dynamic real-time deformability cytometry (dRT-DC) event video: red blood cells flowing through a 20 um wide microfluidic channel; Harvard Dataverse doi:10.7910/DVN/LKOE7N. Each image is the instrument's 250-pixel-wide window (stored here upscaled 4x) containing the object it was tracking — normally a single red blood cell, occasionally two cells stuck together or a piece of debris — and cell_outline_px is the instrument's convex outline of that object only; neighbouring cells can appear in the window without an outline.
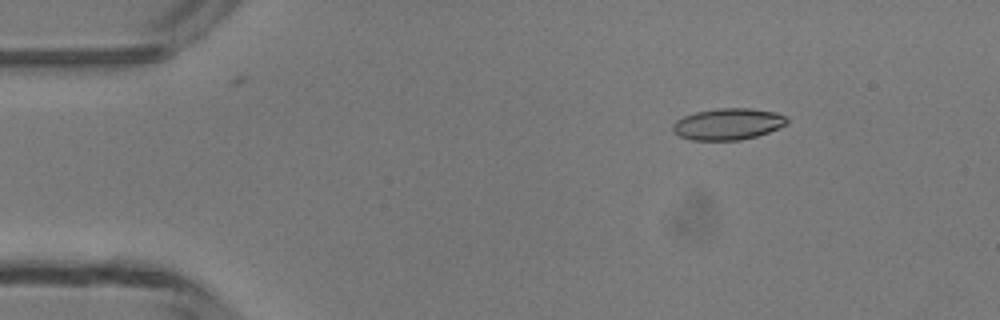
{"species": "common noctule bat (a hibernating species)", "species_latin": "Nyctalus noctula", "temperature_condition": "room temperature", "stored_images_in_passage": 42, "camera_frame_rate_fps": 3000, "um_per_image_px": 0.085, "animal": {"sex": "male", "body_mass_g": 13.3}, "frame": {"image": 1, "passage_image": 1, "time_ms": 0.0, "image_size_px": [1000, 320], "cell_outline_px": [[788, 124], [768, 132], [756, 136], [740, 140], [692, 140], [680, 136], [672, 128], [672, 124], [676, 120], [684, 116], [696, 112], [716, 108], [752, 108], [776, 112], [784, 116], [788, 120]], "centroid_in_image_um": [61.89, 10.53], "position_along_channel_um": 23.1, "area_um2": 20.92}}
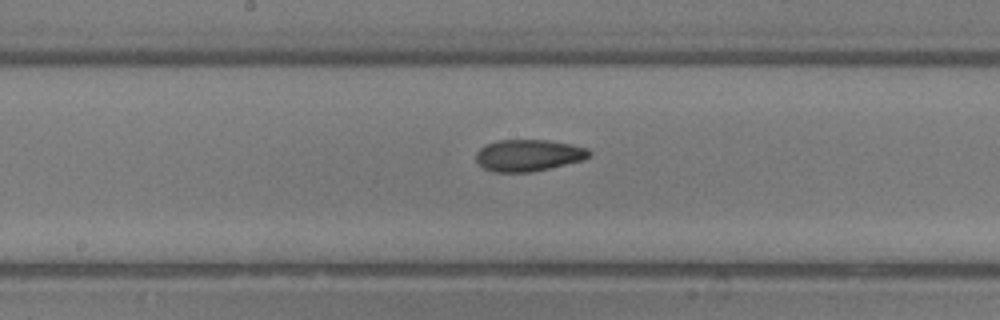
{"frame": {"image": 2, "passage_image": 19, "time_ms": 6.0, "image_size_px": [1000, 320], "cell_outline_px": [[592, 156], [584, 160], [532, 172], [492, 172], [484, 168], [476, 160], [476, 152], [484, 144], [496, 140], [548, 140], [572, 144], [588, 148], [592, 152]], "centroid_in_image_um": [44.94, 13.19], "position_along_channel_um": 203.3, "area_um2": 21.21}}
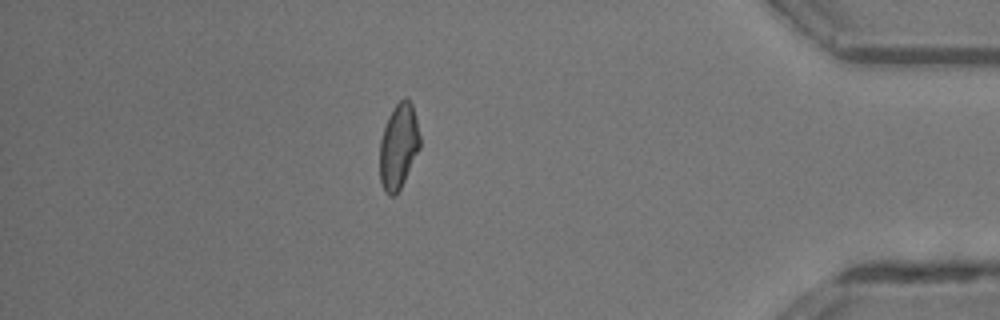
{"frame": {"image": 3, "passage_image": 36, "time_ms": 11.667, "image_size_px": [1000, 320], "cell_outline_px": [[420, 148], [400, 188], [392, 196], [388, 196], [384, 192], [380, 180], [380, 140], [388, 116], [396, 104], [404, 96], [408, 96], [412, 104], [420, 136]], "centroid_in_image_um": [33.87, 12.41], "position_along_channel_um": 401.3, "area_um2": 19.88}, "authors_computed_cell_mechanics": {"area_um2": 20.6057, "velocity_mm_per_s": 4.2612, "shape_relaxation_time_tau1_ms": 4.9022, "shape_relaxation_time_tau2_ms": 3.0792, "deformation_change_tau1": 0.1402, "deformation_change_tau2": 0.0706}}